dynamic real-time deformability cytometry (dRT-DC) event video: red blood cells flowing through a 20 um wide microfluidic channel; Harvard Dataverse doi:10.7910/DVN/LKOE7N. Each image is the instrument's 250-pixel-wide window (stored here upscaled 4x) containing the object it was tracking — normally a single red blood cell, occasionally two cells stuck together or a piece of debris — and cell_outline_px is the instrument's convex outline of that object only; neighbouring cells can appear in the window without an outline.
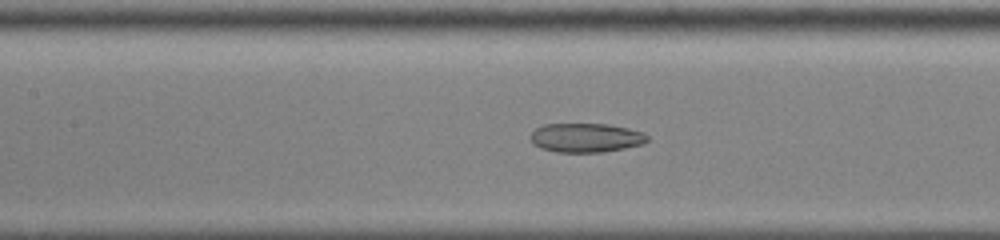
{"species": "common noctule bat (a hibernating species)", "species_latin": "Nyctalus noctula", "temperature_condition": "cold", "stored_images_in_passage": 50, "camera_frame_rate_fps": 3000, "um_per_image_px": 0.085, "animal": {"sex": "male", "body_mass_g": 13.0, "forearm_length_mm": 53.1}, "frame": {"image": 1, "passage_image": 23, "time_ms": 7.333, "image_size_px": [1000, 240], "cell_outline_px": [[648, 140], [644, 144], [604, 152], [556, 152], [540, 148], [532, 144], [532, 132], [536, 128], [544, 124], [608, 124], [628, 128], [644, 132], [648, 136]], "centroid_in_image_um": [49.82, 11.71], "position_along_channel_um": 157.6, "area_um2": 19.88}}
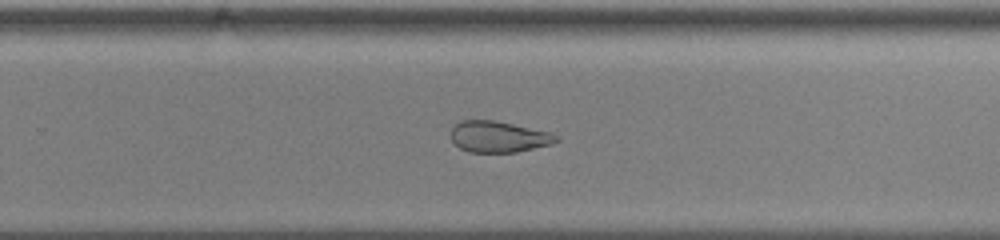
{"frame": {"image": 2, "passage_image": 33, "time_ms": 10.667, "image_size_px": [1000, 240], "cell_outline_px": [[560, 140], [552, 144], [516, 152], [468, 152], [460, 148], [452, 140], [452, 128], [460, 120], [496, 120], [548, 132], [560, 136]], "centroid_in_image_um": [42.39, 11.62], "position_along_channel_um": 287.4, "area_um2": 19.07}}
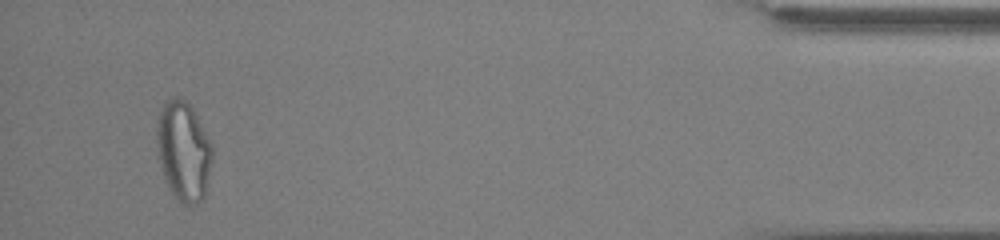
{"frame": {"image": 3, "passage_image": 48, "time_ms": 15.667, "image_size_px": [1000, 240], "cell_outline_px": [[212, 160], [204, 200], [192, 208], [184, 204], [172, 192], [164, 176], [160, 164], [156, 144], [156, 116], [164, 104], [172, 96], [180, 96], [192, 108], [212, 144]], "centroid_in_image_um": [15.6, 12.84], "position_along_channel_um": 419.6, "area_um2": 32.43}, "authors_computed_cell_mechanics": {"area_um2": 25.6054, "velocity_mm_per_s": 3.9184, "shape_relaxation_time_tau1_ms": null, "shape_relaxation_time_tau2_ms": 2.461, "deformation_change_tau1": null, "deformation_change_tau2": 0.0975}}